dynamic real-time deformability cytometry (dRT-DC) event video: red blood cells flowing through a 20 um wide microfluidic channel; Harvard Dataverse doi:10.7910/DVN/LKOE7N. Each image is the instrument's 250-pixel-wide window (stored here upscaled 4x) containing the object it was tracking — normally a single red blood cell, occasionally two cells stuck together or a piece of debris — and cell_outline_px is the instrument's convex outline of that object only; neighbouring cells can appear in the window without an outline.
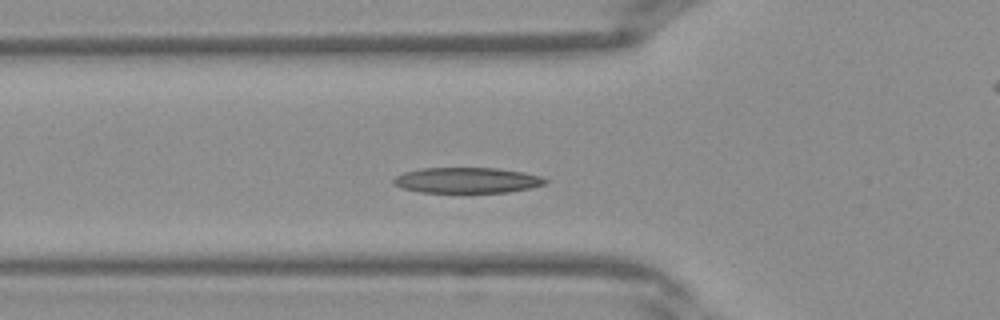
{"species": "Egyptian fruit bat (a non-hibernating species)", "species_latin": "Rousettus aegyptiacus", "temperature_condition": "warm", "stored_images_in_passage": 38, "camera_frame_rate_fps": 3000, "um_per_image_px": 0.085, "frame": {"image": 1, "passage_image": 11, "time_ms": 3.333, "image_size_px": [1000, 320], "cell_outline_px": [[548, 180], [544, 184], [528, 188], [508, 192], [420, 192], [404, 188], [392, 184], [392, 180], [396, 176], [404, 172], [420, 168], [496, 168], [524, 172], [540, 176]], "centroid_in_image_um": [39.66, 15.31], "position_along_channel_um": 86.1, "area_um2": 22.48}}
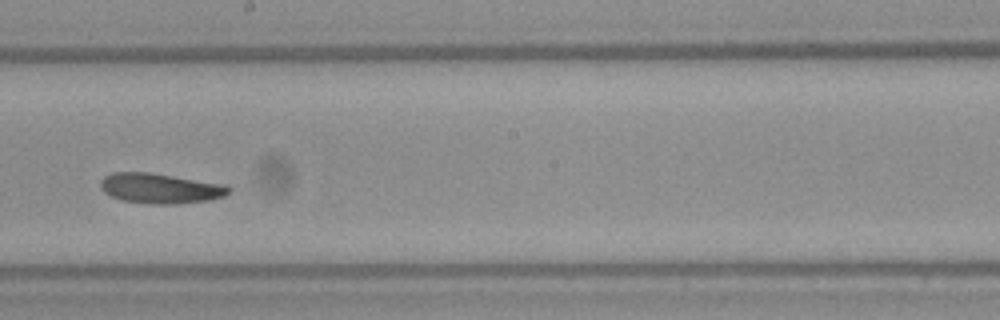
{"frame": {"image": 2, "passage_image": 20, "time_ms": 6.333, "image_size_px": [1000, 320], "cell_outline_px": [[232, 192], [224, 196], [208, 200], [176, 204], [156, 204], [120, 200], [104, 192], [100, 188], [100, 180], [104, 176], [112, 172], [148, 172], [224, 184], [232, 188]], "centroid_in_image_um": [13.62, 16.0], "position_along_channel_um": 234.6, "area_um2": 22.54}}
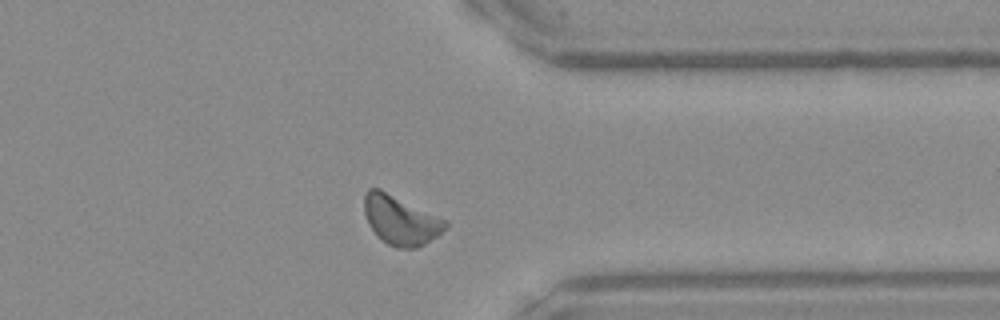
{"frame": {"image": 3, "passage_image": 29, "time_ms": 9.333, "image_size_px": [1000, 320], "cell_outline_px": [[448, 224], [436, 236], [424, 244], [416, 248], [396, 248], [388, 244], [376, 236], [368, 224], [364, 212], [364, 196], [368, 188], [380, 188], [448, 220]], "centroid_in_image_um": [34.02, 18.7], "position_along_channel_um": 377.4, "area_um2": 23.35}}